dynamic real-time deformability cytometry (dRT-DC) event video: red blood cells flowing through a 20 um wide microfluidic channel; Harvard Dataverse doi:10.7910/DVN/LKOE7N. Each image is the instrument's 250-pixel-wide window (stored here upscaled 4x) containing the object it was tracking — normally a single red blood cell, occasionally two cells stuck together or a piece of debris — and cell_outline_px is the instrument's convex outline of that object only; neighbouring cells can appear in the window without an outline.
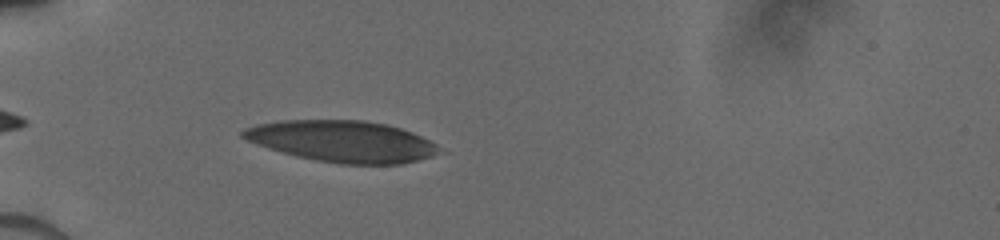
{"species": "human", "species_latin": "Homo sapiens", "temperature_condition": "cold", "stored_images_in_passage": 6, "camera_frame_rate_fps": 3000, "um_per_image_px": 0.085, "donor": {"sex": "male"}, "frame": {"image": 1, "passage_image": 2, "time_ms": 0.667, "image_size_px": [1000, 240], "cell_outline_px": [[452, 152], [400, 164], [340, 164], [316, 160], [296, 156], [268, 148], [256, 144], [240, 136], [240, 132], [244, 128], [256, 124], [280, 120], [364, 120], [388, 124], [412, 132]], "centroid_in_image_um": [29.16, 12.01], "position_along_channel_um": 55.8, "area_um2": 47.92}}
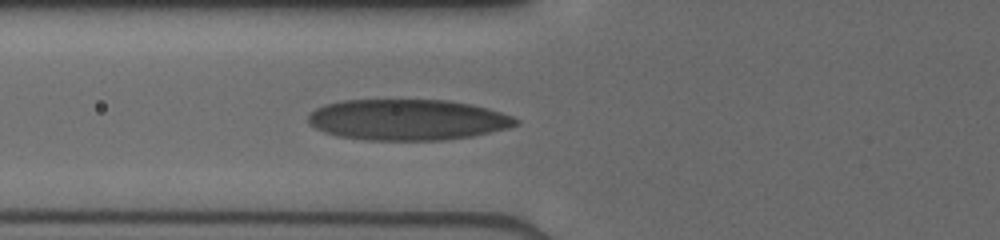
{"frame": {"image": 2, "passage_image": 4, "time_ms": 2.0, "image_size_px": [1000, 240], "cell_outline_px": [[520, 124], [508, 128], [472, 136], [444, 140], [368, 140], [340, 136], [324, 132], [308, 124], [308, 116], [316, 108], [324, 104], [344, 100], [448, 100], [472, 104], [488, 108], [512, 116], [520, 120]], "centroid_in_image_um": [34.66, 10.17], "position_along_channel_um": 91.1, "area_um2": 49.59}}
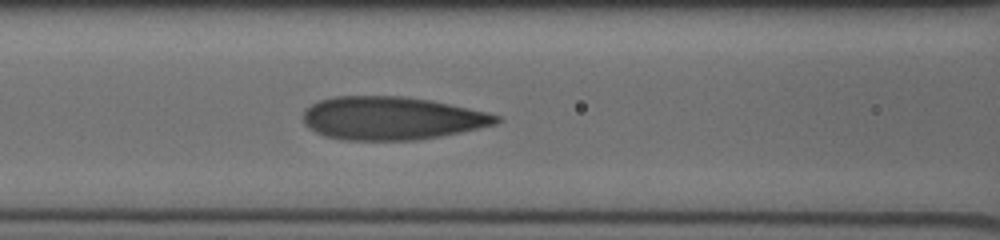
{"frame": {"image": 3, "passage_image": 6, "time_ms": 3.0, "image_size_px": [1000, 240], "cell_outline_px": [[500, 120], [496, 124], [460, 132], [440, 136], [412, 140], [340, 140], [324, 136], [308, 128], [304, 124], [304, 112], [312, 104], [320, 100], [336, 96], [404, 96], [432, 100], [488, 112], [500, 116]], "centroid_in_image_um": [33.28, 10.05], "position_along_channel_um": 133.3, "area_um2": 48.55}}